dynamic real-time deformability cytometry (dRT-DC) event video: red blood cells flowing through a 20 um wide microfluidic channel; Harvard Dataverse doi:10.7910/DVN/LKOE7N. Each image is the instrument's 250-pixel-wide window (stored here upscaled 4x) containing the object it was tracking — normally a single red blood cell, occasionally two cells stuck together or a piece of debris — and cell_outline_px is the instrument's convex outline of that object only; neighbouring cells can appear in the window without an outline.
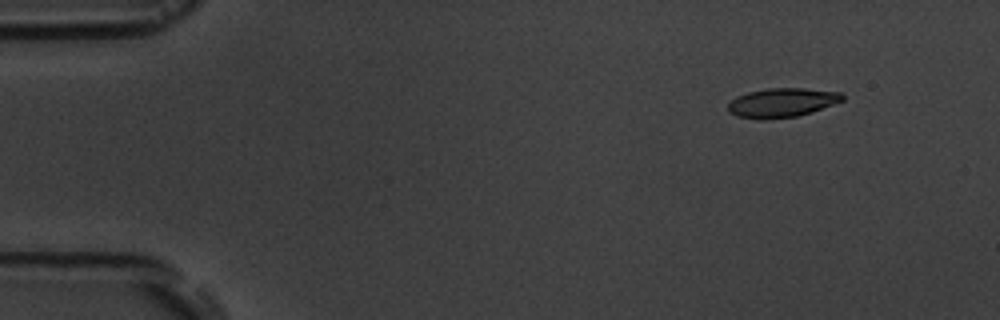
{"species": "common noctule bat (a hibernating species)", "species_latin": "Nyctalus noctula", "temperature_condition": "room temperature", "stored_images_in_passage": 3, "camera_frame_rate_fps": 3000, "um_per_image_px": 0.085, "animal": {"sex": "male", "body_mass_g": 19.5, "forearm_length_mm": 54.6}, "frame": {"image": 1, "passage_image": 1, "time_ms": 0.0, "image_size_px": [1000, 320], "cell_outline_px": [[844, 100], [812, 112], [796, 116], [736, 116], [728, 112], [728, 104], [736, 96], [748, 92], [768, 88], [804, 88], [840, 92], [844, 96]], "centroid_in_image_um": [66.52, 8.67], "position_along_channel_um": 18.5, "area_um2": 18.61}}
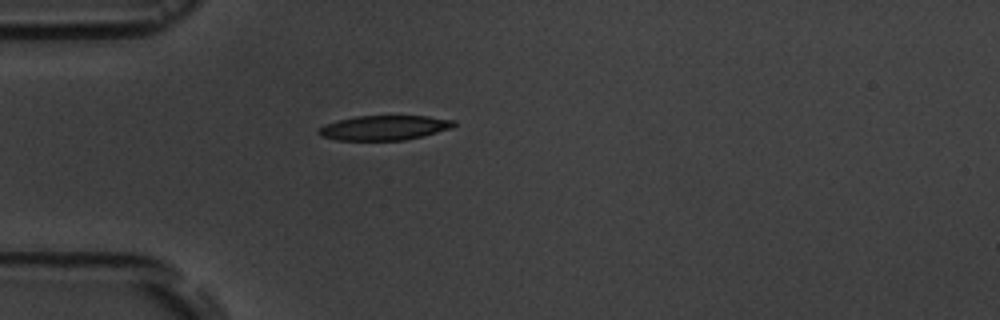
{"frame": {"image": 2, "passage_image": 3, "time_ms": 3.333, "image_size_px": [1000, 320], "cell_outline_px": [[456, 124], [452, 128], [404, 140], [336, 140], [320, 136], [316, 132], [316, 128], [324, 124], [356, 116], [428, 116], [456, 120]], "centroid_in_image_um": [32.62, 10.86], "position_along_channel_um": 52.4, "area_um2": 19.48}}